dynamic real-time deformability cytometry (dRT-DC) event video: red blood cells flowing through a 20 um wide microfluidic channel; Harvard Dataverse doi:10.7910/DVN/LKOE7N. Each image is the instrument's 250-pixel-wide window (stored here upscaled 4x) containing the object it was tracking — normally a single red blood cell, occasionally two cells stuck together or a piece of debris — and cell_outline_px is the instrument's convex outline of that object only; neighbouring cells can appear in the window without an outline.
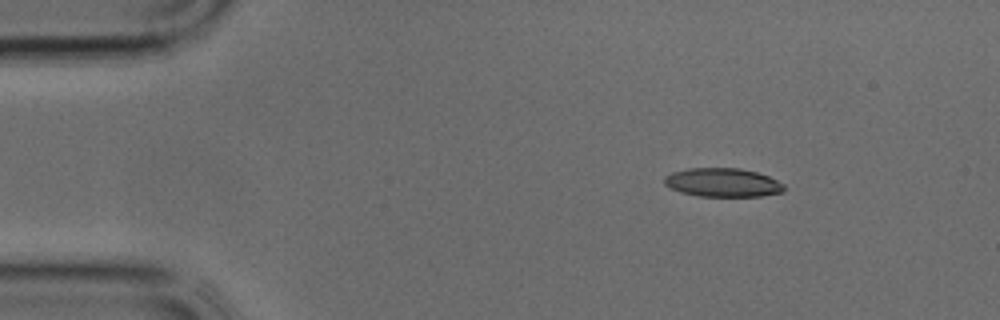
{"species": "common noctule bat (a hibernating species)", "species_latin": "Nyctalus noctula", "temperature_condition": "cold", "stored_images_in_passage": 33, "camera_frame_rate_fps": 3000, "um_per_image_px": 0.085, "animal": {"sex": "male", "body_mass_g": 17.9, "forearm_length_mm": 54.2}, "frame": {"image": 1, "passage_image": 1, "time_ms": 0.0, "image_size_px": [1000, 320], "cell_outline_px": [[784, 192], [760, 196], [700, 196], [680, 192], [664, 184], [664, 176], [672, 172], [688, 168], [740, 168], [756, 172], [768, 176], [784, 184]], "centroid_in_image_um": [61.42, 15.51], "position_along_channel_um": 23.6, "area_um2": 20.0}}
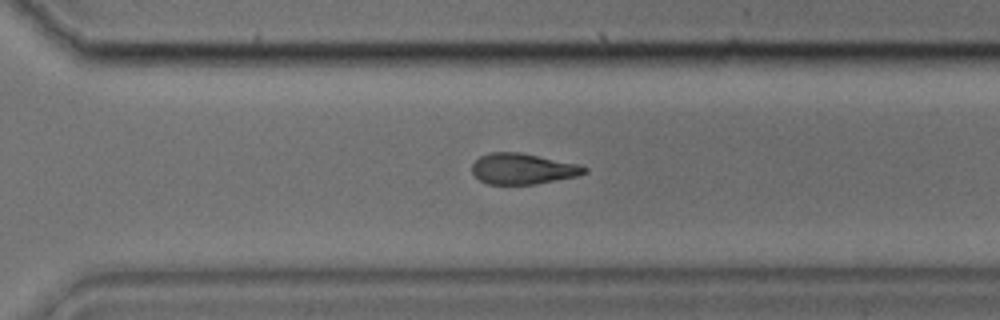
{"frame": {"image": 2, "passage_image": 22, "time_ms": 7.0, "image_size_px": [1000, 320], "cell_outline_px": [[588, 172], [576, 176], [536, 184], [488, 184], [480, 180], [472, 172], [472, 164], [480, 156], [488, 152], [520, 152], [580, 164], [588, 168]], "centroid_in_image_um": [44.45, 14.34], "position_along_channel_um": 326.2, "area_um2": 20.23}}
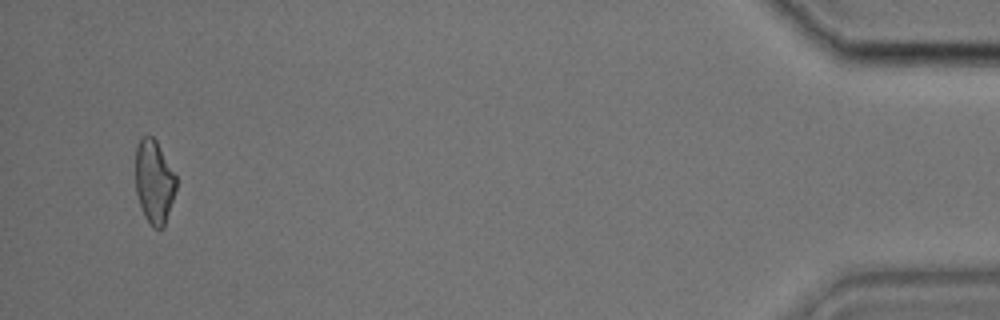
{"frame": {"image": 3, "passage_image": 32, "time_ms": 10.333, "image_size_px": [1000, 320], "cell_outline_px": [[176, 188], [164, 228], [152, 228], [144, 216], [136, 192], [136, 144], [144, 136], [152, 136], [156, 140], [176, 176]], "centroid_in_image_um": [13.1, 15.47], "position_along_channel_um": 422.1, "area_um2": 19.65}}